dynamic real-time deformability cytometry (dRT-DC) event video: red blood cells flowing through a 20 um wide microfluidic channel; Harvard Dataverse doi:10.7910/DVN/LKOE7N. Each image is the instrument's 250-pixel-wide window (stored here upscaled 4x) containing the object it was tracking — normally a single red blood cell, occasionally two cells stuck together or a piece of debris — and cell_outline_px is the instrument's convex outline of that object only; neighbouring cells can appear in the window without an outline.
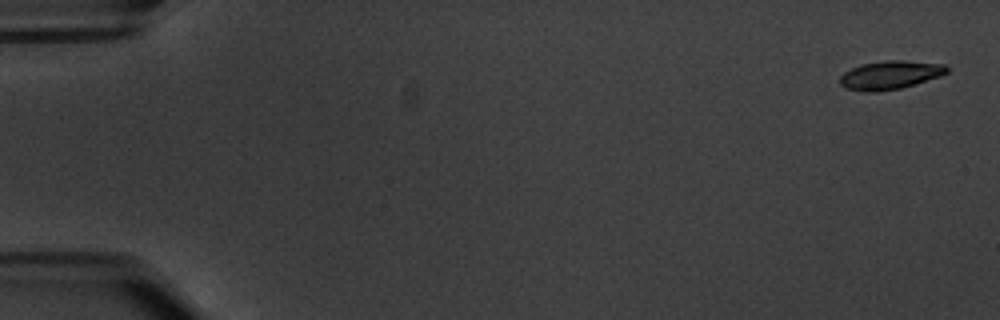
{"species": "common noctule bat (a hibernating species)", "species_latin": "Nyctalus noctula", "temperature_condition": "warm", "stored_images_in_passage": 2, "camera_frame_rate_fps": 3000, "um_per_image_px": 0.085, "animal": {"sex": "male", "body_mass_g": 20.1, "forearm_length_mm": 53.5}, "frame": {"image": 1, "passage_image": 1, "time_ms": 0.0, "image_size_px": [1000, 320], "cell_outline_px": [[948, 72], [940, 76], [900, 88], [876, 92], [864, 92], [844, 88], [840, 84], [840, 76], [844, 72], [860, 64], [888, 60], [904, 60], [944, 64], [948, 68]], "centroid_in_image_um": [75.63, 6.37], "position_along_channel_um": 9.4, "area_um2": 17.74}}